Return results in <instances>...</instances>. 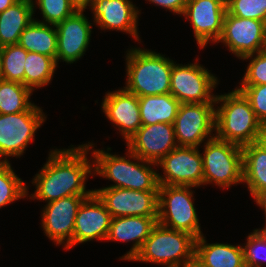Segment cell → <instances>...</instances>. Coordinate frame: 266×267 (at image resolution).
<instances>
[{
	"label": "cell",
	"instance_id": "20",
	"mask_svg": "<svg viewBox=\"0 0 266 267\" xmlns=\"http://www.w3.org/2000/svg\"><path fill=\"white\" fill-rule=\"evenodd\" d=\"M108 120L118 127L126 142L142 127L139 99L124 88L108 92L101 103Z\"/></svg>",
	"mask_w": 266,
	"mask_h": 267
},
{
	"label": "cell",
	"instance_id": "19",
	"mask_svg": "<svg viewBox=\"0 0 266 267\" xmlns=\"http://www.w3.org/2000/svg\"><path fill=\"white\" fill-rule=\"evenodd\" d=\"M111 220V213L93 192L83 200L78 208L72 247L78 243L90 242L93 239L106 240Z\"/></svg>",
	"mask_w": 266,
	"mask_h": 267
},
{
	"label": "cell",
	"instance_id": "42",
	"mask_svg": "<svg viewBox=\"0 0 266 267\" xmlns=\"http://www.w3.org/2000/svg\"><path fill=\"white\" fill-rule=\"evenodd\" d=\"M0 79H1V47H0Z\"/></svg>",
	"mask_w": 266,
	"mask_h": 267
},
{
	"label": "cell",
	"instance_id": "4",
	"mask_svg": "<svg viewBox=\"0 0 266 267\" xmlns=\"http://www.w3.org/2000/svg\"><path fill=\"white\" fill-rule=\"evenodd\" d=\"M95 149L92 152L93 174L113 181L108 187L127 188L131 190H159L158 174L153 167L157 164L144 161L129 149L128 157L111 154L108 151ZM128 158V159H127ZM129 159H134L133 162ZM141 162V163H140ZM153 166V167H152ZM152 167V168H151Z\"/></svg>",
	"mask_w": 266,
	"mask_h": 267
},
{
	"label": "cell",
	"instance_id": "8",
	"mask_svg": "<svg viewBox=\"0 0 266 267\" xmlns=\"http://www.w3.org/2000/svg\"><path fill=\"white\" fill-rule=\"evenodd\" d=\"M45 120L43 110L35 104L24 112L0 114V162H9L10 156L20 158Z\"/></svg>",
	"mask_w": 266,
	"mask_h": 267
},
{
	"label": "cell",
	"instance_id": "27",
	"mask_svg": "<svg viewBox=\"0 0 266 267\" xmlns=\"http://www.w3.org/2000/svg\"><path fill=\"white\" fill-rule=\"evenodd\" d=\"M25 86L34 91L48 85L57 68L56 61L47 55L27 52L25 62Z\"/></svg>",
	"mask_w": 266,
	"mask_h": 267
},
{
	"label": "cell",
	"instance_id": "33",
	"mask_svg": "<svg viewBox=\"0 0 266 267\" xmlns=\"http://www.w3.org/2000/svg\"><path fill=\"white\" fill-rule=\"evenodd\" d=\"M226 11L236 17L266 23V0H226Z\"/></svg>",
	"mask_w": 266,
	"mask_h": 267
},
{
	"label": "cell",
	"instance_id": "38",
	"mask_svg": "<svg viewBox=\"0 0 266 267\" xmlns=\"http://www.w3.org/2000/svg\"><path fill=\"white\" fill-rule=\"evenodd\" d=\"M184 267H209L207 264L202 262L196 255Z\"/></svg>",
	"mask_w": 266,
	"mask_h": 267
},
{
	"label": "cell",
	"instance_id": "39",
	"mask_svg": "<svg viewBox=\"0 0 266 267\" xmlns=\"http://www.w3.org/2000/svg\"><path fill=\"white\" fill-rule=\"evenodd\" d=\"M258 143L266 150V123H263Z\"/></svg>",
	"mask_w": 266,
	"mask_h": 267
},
{
	"label": "cell",
	"instance_id": "23",
	"mask_svg": "<svg viewBox=\"0 0 266 267\" xmlns=\"http://www.w3.org/2000/svg\"><path fill=\"white\" fill-rule=\"evenodd\" d=\"M195 255L209 267H245L241 245L208 244L203 234L196 239Z\"/></svg>",
	"mask_w": 266,
	"mask_h": 267
},
{
	"label": "cell",
	"instance_id": "31",
	"mask_svg": "<svg viewBox=\"0 0 266 267\" xmlns=\"http://www.w3.org/2000/svg\"><path fill=\"white\" fill-rule=\"evenodd\" d=\"M32 2L34 12L37 5L43 16V21L38 22L50 25H57L78 10L71 0H32Z\"/></svg>",
	"mask_w": 266,
	"mask_h": 267
},
{
	"label": "cell",
	"instance_id": "40",
	"mask_svg": "<svg viewBox=\"0 0 266 267\" xmlns=\"http://www.w3.org/2000/svg\"><path fill=\"white\" fill-rule=\"evenodd\" d=\"M92 0H71L78 10H85Z\"/></svg>",
	"mask_w": 266,
	"mask_h": 267
},
{
	"label": "cell",
	"instance_id": "24",
	"mask_svg": "<svg viewBox=\"0 0 266 267\" xmlns=\"http://www.w3.org/2000/svg\"><path fill=\"white\" fill-rule=\"evenodd\" d=\"M139 110L142 126L157 123L174 124L180 102L170 93L154 96H142Z\"/></svg>",
	"mask_w": 266,
	"mask_h": 267
},
{
	"label": "cell",
	"instance_id": "21",
	"mask_svg": "<svg viewBox=\"0 0 266 267\" xmlns=\"http://www.w3.org/2000/svg\"><path fill=\"white\" fill-rule=\"evenodd\" d=\"M157 223L158 216L115 217L111 220L106 240L119 242L133 241L130 251L120 257L122 260L132 261Z\"/></svg>",
	"mask_w": 266,
	"mask_h": 267
},
{
	"label": "cell",
	"instance_id": "9",
	"mask_svg": "<svg viewBox=\"0 0 266 267\" xmlns=\"http://www.w3.org/2000/svg\"><path fill=\"white\" fill-rule=\"evenodd\" d=\"M217 84V77L197 62L173 64L170 94L180 103H215Z\"/></svg>",
	"mask_w": 266,
	"mask_h": 267
},
{
	"label": "cell",
	"instance_id": "30",
	"mask_svg": "<svg viewBox=\"0 0 266 267\" xmlns=\"http://www.w3.org/2000/svg\"><path fill=\"white\" fill-rule=\"evenodd\" d=\"M27 188L15 174L10 162H0V208L27 197Z\"/></svg>",
	"mask_w": 266,
	"mask_h": 267
},
{
	"label": "cell",
	"instance_id": "26",
	"mask_svg": "<svg viewBox=\"0 0 266 267\" xmlns=\"http://www.w3.org/2000/svg\"><path fill=\"white\" fill-rule=\"evenodd\" d=\"M243 183L254 198L266 189V150L258 143L242 146Z\"/></svg>",
	"mask_w": 266,
	"mask_h": 267
},
{
	"label": "cell",
	"instance_id": "35",
	"mask_svg": "<svg viewBox=\"0 0 266 267\" xmlns=\"http://www.w3.org/2000/svg\"><path fill=\"white\" fill-rule=\"evenodd\" d=\"M240 86L237 89L248 99L257 118L266 123V84Z\"/></svg>",
	"mask_w": 266,
	"mask_h": 267
},
{
	"label": "cell",
	"instance_id": "2",
	"mask_svg": "<svg viewBox=\"0 0 266 267\" xmlns=\"http://www.w3.org/2000/svg\"><path fill=\"white\" fill-rule=\"evenodd\" d=\"M215 103H221L215 109L216 138L239 146L258 142L263 124L237 87L227 94L217 95Z\"/></svg>",
	"mask_w": 266,
	"mask_h": 267
},
{
	"label": "cell",
	"instance_id": "5",
	"mask_svg": "<svg viewBox=\"0 0 266 267\" xmlns=\"http://www.w3.org/2000/svg\"><path fill=\"white\" fill-rule=\"evenodd\" d=\"M195 243L193 235L157 223L132 261L184 267L195 255Z\"/></svg>",
	"mask_w": 266,
	"mask_h": 267
},
{
	"label": "cell",
	"instance_id": "34",
	"mask_svg": "<svg viewBox=\"0 0 266 267\" xmlns=\"http://www.w3.org/2000/svg\"><path fill=\"white\" fill-rule=\"evenodd\" d=\"M243 60L251 59L240 85H262L266 84V49L252 55H248Z\"/></svg>",
	"mask_w": 266,
	"mask_h": 267
},
{
	"label": "cell",
	"instance_id": "29",
	"mask_svg": "<svg viewBox=\"0 0 266 267\" xmlns=\"http://www.w3.org/2000/svg\"><path fill=\"white\" fill-rule=\"evenodd\" d=\"M27 51L19 44L1 47V79L25 86Z\"/></svg>",
	"mask_w": 266,
	"mask_h": 267
},
{
	"label": "cell",
	"instance_id": "25",
	"mask_svg": "<svg viewBox=\"0 0 266 267\" xmlns=\"http://www.w3.org/2000/svg\"><path fill=\"white\" fill-rule=\"evenodd\" d=\"M18 44L27 52L44 54L56 61L57 30L55 25L40 23L34 19L21 33Z\"/></svg>",
	"mask_w": 266,
	"mask_h": 267
},
{
	"label": "cell",
	"instance_id": "14",
	"mask_svg": "<svg viewBox=\"0 0 266 267\" xmlns=\"http://www.w3.org/2000/svg\"><path fill=\"white\" fill-rule=\"evenodd\" d=\"M90 195H72L60 198L44 205L42 210V228L46 236L69 250L72 248L75 219L83 200ZM64 244V245H63Z\"/></svg>",
	"mask_w": 266,
	"mask_h": 267
},
{
	"label": "cell",
	"instance_id": "10",
	"mask_svg": "<svg viewBox=\"0 0 266 267\" xmlns=\"http://www.w3.org/2000/svg\"><path fill=\"white\" fill-rule=\"evenodd\" d=\"M214 105L216 103H180L174 122L178 146L199 148L204 140L215 137Z\"/></svg>",
	"mask_w": 266,
	"mask_h": 267
},
{
	"label": "cell",
	"instance_id": "16",
	"mask_svg": "<svg viewBox=\"0 0 266 267\" xmlns=\"http://www.w3.org/2000/svg\"><path fill=\"white\" fill-rule=\"evenodd\" d=\"M84 11L77 10L72 16L55 25L57 30V65L59 60L68 64L78 61L89 47L92 23L85 17Z\"/></svg>",
	"mask_w": 266,
	"mask_h": 267
},
{
	"label": "cell",
	"instance_id": "7",
	"mask_svg": "<svg viewBox=\"0 0 266 267\" xmlns=\"http://www.w3.org/2000/svg\"><path fill=\"white\" fill-rule=\"evenodd\" d=\"M192 188L193 186L159 185L158 223L191 234L197 239L202 231L193 202Z\"/></svg>",
	"mask_w": 266,
	"mask_h": 267
},
{
	"label": "cell",
	"instance_id": "36",
	"mask_svg": "<svg viewBox=\"0 0 266 267\" xmlns=\"http://www.w3.org/2000/svg\"><path fill=\"white\" fill-rule=\"evenodd\" d=\"M151 3L156 4L162 8L168 9L170 12H174L177 15H182L186 3L188 0H148Z\"/></svg>",
	"mask_w": 266,
	"mask_h": 267
},
{
	"label": "cell",
	"instance_id": "18",
	"mask_svg": "<svg viewBox=\"0 0 266 267\" xmlns=\"http://www.w3.org/2000/svg\"><path fill=\"white\" fill-rule=\"evenodd\" d=\"M88 6L94 14V24L100 29L123 31L141 42L138 33L140 12L131 0H92Z\"/></svg>",
	"mask_w": 266,
	"mask_h": 267
},
{
	"label": "cell",
	"instance_id": "22",
	"mask_svg": "<svg viewBox=\"0 0 266 267\" xmlns=\"http://www.w3.org/2000/svg\"><path fill=\"white\" fill-rule=\"evenodd\" d=\"M32 0H19L0 12V47L18 44L24 29L35 19Z\"/></svg>",
	"mask_w": 266,
	"mask_h": 267
},
{
	"label": "cell",
	"instance_id": "41",
	"mask_svg": "<svg viewBox=\"0 0 266 267\" xmlns=\"http://www.w3.org/2000/svg\"><path fill=\"white\" fill-rule=\"evenodd\" d=\"M19 0H0V12H3L8 7L14 5Z\"/></svg>",
	"mask_w": 266,
	"mask_h": 267
},
{
	"label": "cell",
	"instance_id": "13",
	"mask_svg": "<svg viewBox=\"0 0 266 267\" xmlns=\"http://www.w3.org/2000/svg\"><path fill=\"white\" fill-rule=\"evenodd\" d=\"M112 218L126 216H158V190H131L103 187L94 189Z\"/></svg>",
	"mask_w": 266,
	"mask_h": 267
},
{
	"label": "cell",
	"instance_id": "28",
	"mask_svg": "<svg viewBox=\"0 0 266 267\" xmlns=\"http://www.w3.org/2000/svg\"><path fill=\"white\" fill-rule=\"evenodd\" d=\"M32 90L21 83L0 79V114L27 111L31 103Z\"/></svg>",
	"mask_w": 266,
	"mask_h": 267
},
{
	"label": "cell",
	"instance_id": "11",
	"mask_svg": "<svg viewBox=\"0 0 266 267\" xmlns=\"http://www.w3.org/2000/svg\"><path fill=\"white\" fill-rule=\"evenodd\" d=\"M223 43L239 59L266 49V23L233 16L227 11L217 43Z\"/></svg>",
	"mask_w": 266,
	"mask_h": 267
},
{
	"label": "cell",
	"instance_id": "1",
	"mask_svg": "<svg viewBox=\"0 0 266 267\" xmlns=\"http://www.w3.org/2000/svg\"><path fill=\"white\" fill-rule=\"evenodd\" d=\"M93 143L69 149H55L39 173L33 178L36 190L31 199L45 200L47 203L72 195H91L94 190H86L88 175L93 173V161L87 158Z\"/></svg>",
	"mask_w": 266,
	"mask_h": 267
},
{
	"label": "cell",
	"instance_id": "15",
	"mask_svg": "<svg viewBox=\"0 0 266 267\" xmlns=\"http://www.w3.org/2000/svg\"><path fill=\"white\" fill-rule=\"evenodd\" d=\"M226 0H188L183 16L193 27L194 38L200 49L208 42L217 43L223 31Z\"/></svg>",
	"mask_w": 266,
	"mask_h": 267
},
{
	"label": "cell",
	"instance_id": "12",
	"mask_svg": "<svg viewBox=\"0 0 266 267\" xmlns=\"http://www.w3.org/2000/svg\"><path fill=\"white\" fill-rule=\"evenodd\" d=\"M197 147L177 146L164 156L156 166L163 169L158 174L159 184L200 187L203 185V161Z\"/></svg>",
	"mask_w": 266,
	"mask_h": 267
},
{
	"label": "cell",
	"instance_id": "3",
	"mask_svg": "<svg viewBox=\"0 0 266 267\" xmlns=\"http://www.w3.org/2000/svg\"><path fill=\"white\" fill-rule=\"evenodd\" d=\"M126 54L127 81L123 87L138 97L170 93L171 71L175 61L144 48H131Z\"/></svg>",
	"mask_w": 266,
	"mask_h": 267
},
{
	"label": "cell",
	"instance_id": "32",
	"mask_svg": "<svg viewBox=\"0 0 266 267\" xmlns=\"http://www.w3.org/2000/svg\"><path fill=\"white\" fill-rule=\"evenodd\" d=\"M242 248L245 267H262V261L266 262V228L253 230Z\"/></svg>",
	"mask_w": 266,
	"mask_h": 267
},
{
	"label": "cell",
	"instance_id": "6",
	"mask_svg": "<svg viewBox=\"0 0 266 267\" xmlns=\"http://www.w3.org/2000/svg\"><path fill=\"white\" fill-rule=\"evenodd\" d=\"M203 185L214 183L220 188L243 183L242 146L216 137L204 143Z\"/></svg>",
	"mask_w": 266,
	"mask_h": 267
},
{
	"label": "cell",
	"instance_id": "37",
	"mask_svg": "<svg viewBox=\"0 0 266 267\" xmlns=\"http://www.w3.org/2000/svg\"><path fill=\"white\" fill-rule=\"evenodd\" d=\"M254 200L257 205L264 210L265 219H266V189L261 190L255 197ZM266 224V221H265ZM266 228V225H265Z\"/></svg>",
	"mask_w": 266,
	"mask_h": 267
},
{
	"label": "cell",
	"instance_id": "17",
	"mask_svg": "<svg viewBox=\"0 0 266 267\" xmlns=\"http://www.w3.org/2000/svg\"><path fill=\"white\" fill-rule=\"evenodd\" d=\"M126 143L133 154L155 164L178 146L174 124L168 123L142 126Z\"/></svg>",
	"mask_w": 266,
	"mask_h": 267
}]
</instances>
